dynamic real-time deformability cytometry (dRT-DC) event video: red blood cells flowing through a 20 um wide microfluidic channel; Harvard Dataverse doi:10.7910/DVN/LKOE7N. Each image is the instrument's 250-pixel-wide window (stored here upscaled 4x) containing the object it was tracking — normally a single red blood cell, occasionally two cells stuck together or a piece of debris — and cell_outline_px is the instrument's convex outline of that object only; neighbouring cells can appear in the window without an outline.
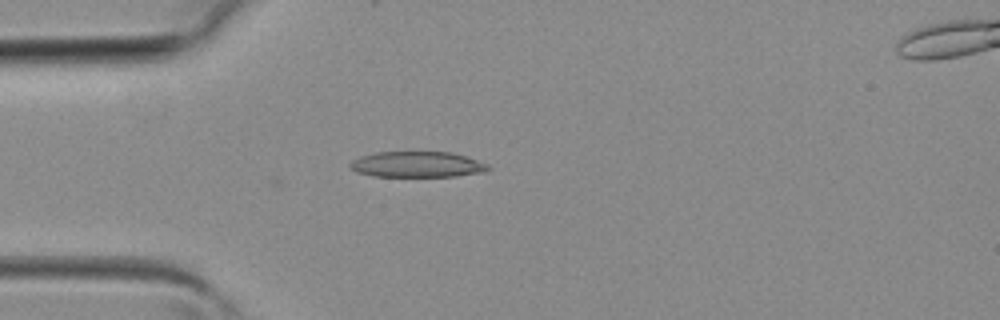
{"species": "common noctule bat (a hibernating species)", "species_latin": "Nyctalus noctula", "temperature_condition": "room temperature", "stored_images_in_passage": 30, "camera_frame_rate_fps": 3000, "um_per_image_px": 0.085, "animal": {"sex": "female", "body_mass_g": 19.3, "forearm_length_mm": 54.1}, "frame": {"image": 1, "passage_image": 2, "time_ms": 0.333, "image_size_px": [1000, 320], "cell_outline_px": [[492, 168], [484, 172], [456, 176], [372, 176], [356, 172], [348, 164], [352, 160], [360, 156], [376, 152], [452, 152], [488, 164]], "centroid_in_image_um": [35.45, 13.98], "position_along_channel_um": 49.6, "area_um2": 20.69}}
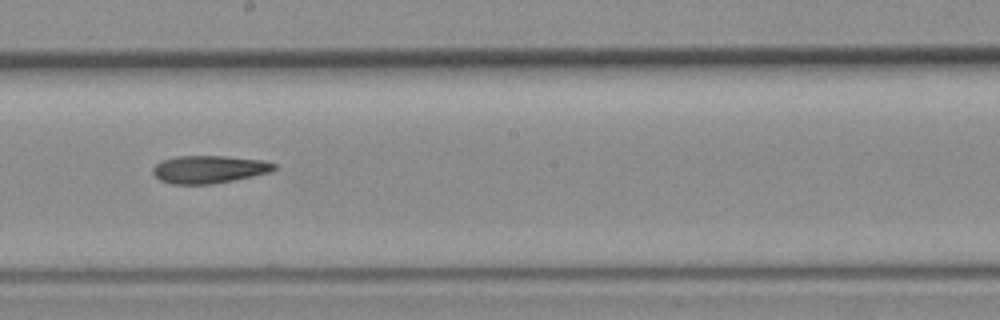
{"frame": {"image": 2, "passage_image": 13, "time_ms": 4.0, "image_size_px": [1000, 320], "cell_outline_px": [[276, 168], [272, 172], [212, 184], [172, 184], [160, 180], [152, 172], [152, 168], [160, 160], [176, 156], [224, 156], [264, 160], [276, 164]], "centroid_in_image_um": [17.76, 14.38], "position_along_channel_um": 230.4, "area_um2": 19.65}}
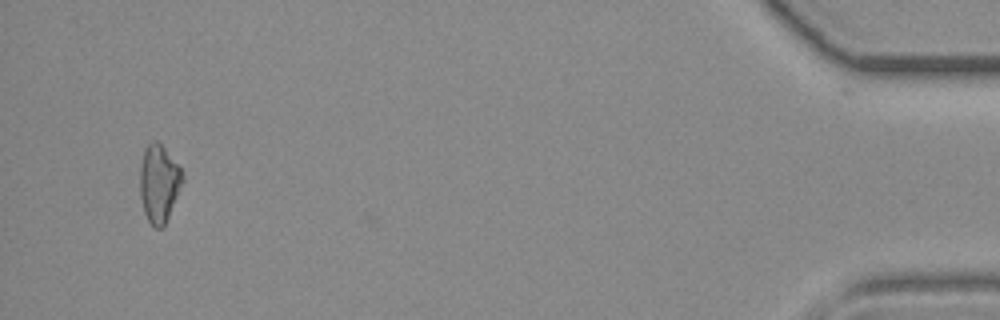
{"frame": {"image": 3, "passage_image": 29, "time_ms": 9.333, "image_size_px": [1000, 320], "cell_outline_px": [[184, 180], [168, 216], [164, 224], [160, 228], [156, 228], [148, 220], [144, 212], [140, 196], [140, 164], [144, 148], [152, 140], [156, 140], [164, 148], [180, 168], [184, 176]], "centroid_in_image_um": [13.49, 15.56], "position_along_channel_um": 421.7, "area_um2": 19.02}}